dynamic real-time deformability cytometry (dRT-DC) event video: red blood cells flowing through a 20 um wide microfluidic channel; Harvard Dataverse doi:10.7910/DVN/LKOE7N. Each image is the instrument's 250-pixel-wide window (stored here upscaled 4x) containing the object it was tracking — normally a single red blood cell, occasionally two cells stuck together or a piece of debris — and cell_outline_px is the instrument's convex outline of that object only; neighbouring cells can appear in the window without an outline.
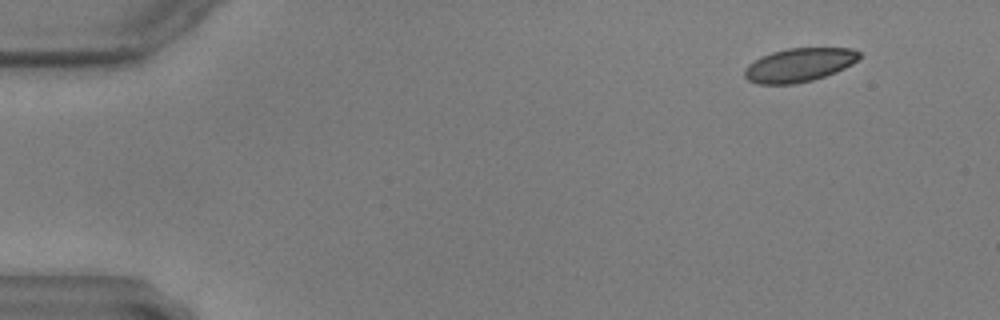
{"species": "common noctule bat (a hibernating species)", "species_latin": "Nyctalus noctula", "temperature_condition": "warm", "stored_images_in_passage": 54, "camera_frame_rate_fps": 3000, "um_per_image_px": 0.085, "animal": {"sex": "male", "body_mass_g": 17.9, "forearm_length_mm": 54.2}, "frame": {"image": 1, "passage_image": 1, "time_ms": 0.0, "image_size_px": [1000, 320], "cell_outline_px": [[860, 56], [852, 64], [836, 72], [812, 80], [792, 84], [756, 84], [748, 80], [744, 76], [744, 68], [748, 64], [760, 56], [772, 52], [788, 48], [852, 48], [860, 52]], "centroid_in_image_um": [67.89, 5.52], "position_along_channel_um": 17.1, "area_um2": 22.54}}
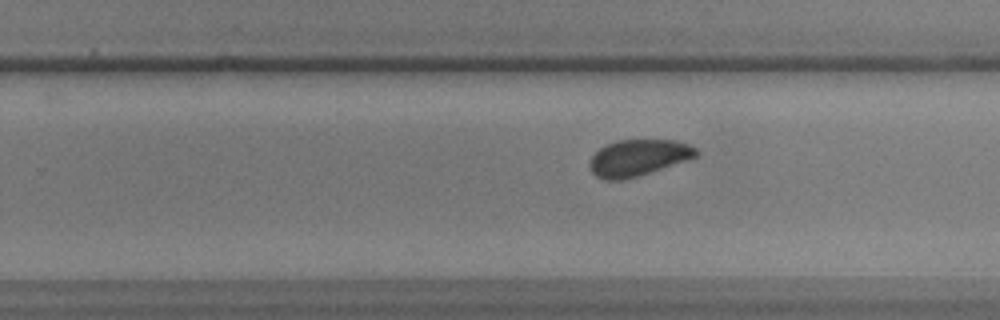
{"frame": {"image": 2, "passage_image": 33, "time_ms": 10.667, "image_size_px": [1000, 320], "cell_outline_px": [[700, 152], [696, 156], [688, 160], [624, 180], [604, 180], [596, 176], [592, 172], [588, 164], [592, 156], [600, 148], [608, 144], [620, 140], [676, 140], [688, 144], [696, 148]], "centroid_in_image_um": [54.25, 13.41], "position_along_channel_um": 275.5, "area_um2": 22.48}}
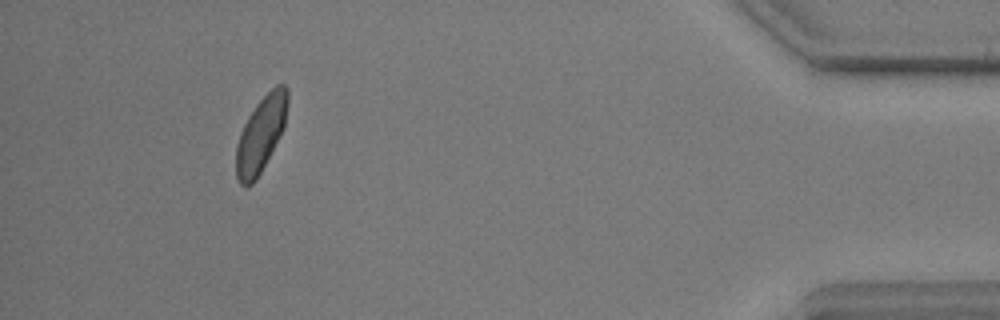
{"frame": {"image": 3, "passage_image": 50, "time_ms": 16.333, "image_size_px": [1000, 320], "cell_outline_px": [[288, 104], [284, 128], [256, 180], [252, 184], [244, 188], [240, 184], [236, 176], [236, 148], [240, 132], [248, 116], [256, 104], [276, 84], [284, 84], [288, 88]], "centroid_in_image_um": [22.17, 11.41], "position_along_channel_um": 413.0, "area_um2": 22.6}}